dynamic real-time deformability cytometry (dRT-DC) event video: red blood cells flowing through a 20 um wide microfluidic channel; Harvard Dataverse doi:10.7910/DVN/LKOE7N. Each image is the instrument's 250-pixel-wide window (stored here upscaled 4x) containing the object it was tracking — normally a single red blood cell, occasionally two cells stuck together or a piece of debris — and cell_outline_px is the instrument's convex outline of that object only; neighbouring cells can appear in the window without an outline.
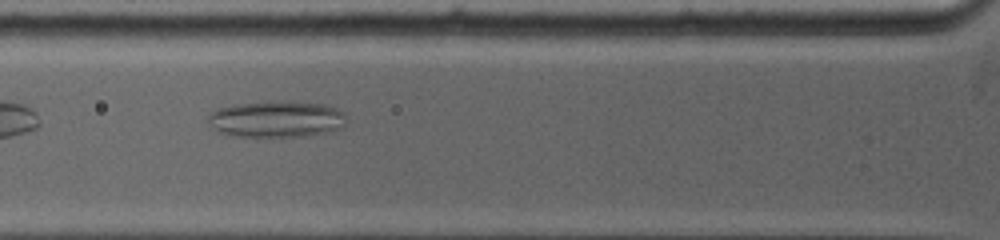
{"species": "common noctule bat (a hibernating species)", "species_latin": "Nyctalus noctula", "temperature_condition": "warm", "stored_images_in_passage": 7, "camera_frame_rate_fps": 5000, "um_per_image_px": 0.085, "animal": {"sex": "female", "body_mass_g": 19.0, "forearm_length_mm": 53.3}, "frame": {"image": 1, "passage_image": 4, "time_ms": 1.6, "image_size_px": [1000, 240], "cell_outline_px": [[348, 116], [344, 124], [340, 128], [332, 132], [304, 136], [236, 136], [220, 132], [208, 124], [208, 112], [216, 108], [232, 104], [324, 104], [336, 108], [344, 112]], "centroid_in_image_um": [23.49, 10.17], "position_along_channel_um": 102.3, "area_um2": 28.55}}